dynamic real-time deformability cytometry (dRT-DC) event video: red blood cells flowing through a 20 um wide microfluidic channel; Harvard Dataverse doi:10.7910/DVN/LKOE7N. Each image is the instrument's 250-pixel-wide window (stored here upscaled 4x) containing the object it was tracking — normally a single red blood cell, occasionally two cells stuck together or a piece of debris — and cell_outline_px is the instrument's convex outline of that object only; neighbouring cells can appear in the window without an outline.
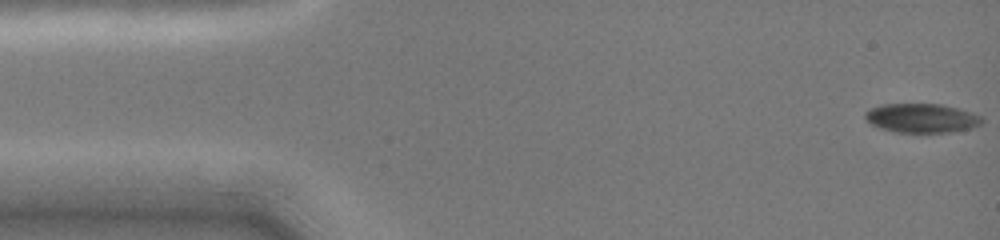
{"species": "common noctule bat (a hibernating species)", "species_latin": "Nyctalus noctula", "temperature_condition": "cold", "stored_images_in_passage": 21, "camera_frame_rate_fps": 3000, "um_per_image_px": 0.085, "animal": {"sex": "female", "body_mass_g": 19.0, "forearm_length_mm": 51.5}, "frame": {"image": 1, "passage_image": 1, "time_ms": 0.0, "image_size_px": [1000, 240], "cell_outline_px": [[984, 120], [980, 124], [972, 128], [952, 132], [896, 132], [880, 128], [872, 124], [864, 116], [864, 112], [880, 104], [940, 104], [972, 112], [980, 116]], "centroid_in_image_um": [78.35, 10.04], "position_along_channel_um": 6.7, "area_um2": 19.71}}
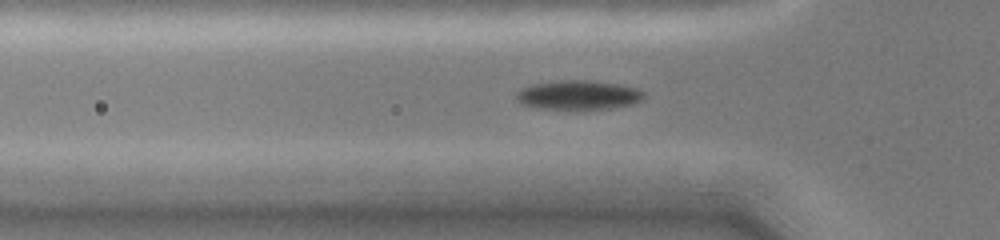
{"frame": {"image": 2, "passage_image": 11, "time_ms": 4.667, "image_size_px": [1000, 240], "cell_outline_px": [[644, 96], [640, 100], [632, 104], [612, 108], [540, 108], [520, 104], [516, 100], [516, 92], [520, 88], [532, 84], [556, 80], [584, 80], [620, 84], [636, 88], [644, 92]], "centroid_in_image_um": [49.11, 8.05], "position_along_channel_um": 76.7, "area_um2": 21.56}}
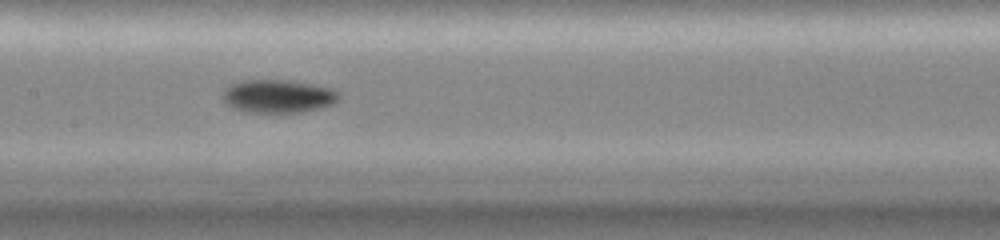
{"frame": {"image": 3, "passage_image": 20, "time_ms": 7.333, "image_size_px": [1000, 240], "cell_outline_px": [[340, 96], [332, 104], [320, 108], [300, 112], [244, 112], [232, 108], [220, 96], [224, 88], [240, 80], [288, 80], [332, 88], [340, 92]], "centroid_in_image_um": [23.6, 8.17], "position_along_channel_um": 183.8, "area_um2": 22.54}}